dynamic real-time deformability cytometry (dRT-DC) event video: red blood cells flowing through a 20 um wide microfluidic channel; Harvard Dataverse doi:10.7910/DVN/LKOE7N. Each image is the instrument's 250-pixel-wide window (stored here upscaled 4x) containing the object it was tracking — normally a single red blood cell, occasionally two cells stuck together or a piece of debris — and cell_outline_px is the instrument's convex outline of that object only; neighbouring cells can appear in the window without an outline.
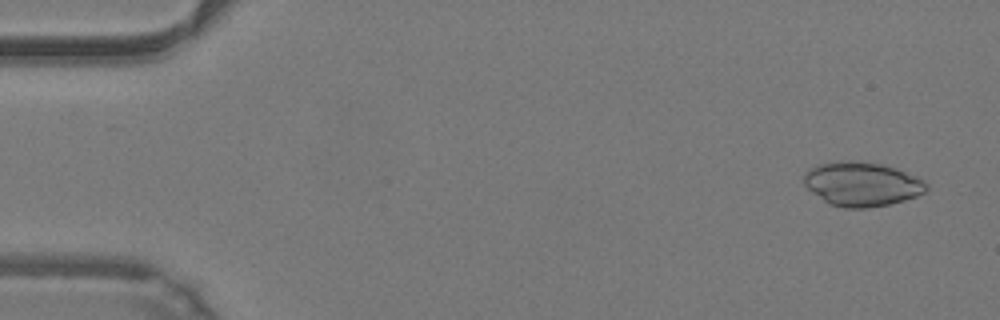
{"species": "common noctule bat (a hibernating species)", "species_latin": "Nyctalus noctula", "temperature_condition": "warm", "stored_images_in_passage": 16, "camera_frame_rate_fps": 3000, "um_per_image_px": 0.085, "animal": {"sex": "male", "body_mass_g": 19.2, "forearm_length_mm": 51.8}, "frame": {"image": 1, "passage_image": 3, "time_ms": 0.667, "image_size_px": [1000, 320], "cell_outline_px": [[928, 188], [924, 192], [916, 196], [904, 200], [888, 204], [868, 208], [844, 208], [828, 204], [812, 192], [804, 184], [804, 172], [808, 168], [820, 164], [840, 160], [852, 160], [884, 164], [896, 168], [916, 176], [924, 180], [928, 184]], "centroid_in_image_um": [73.25, 15.63], "position_along_channel_um": 11.8, "area_um2": 31.79}}